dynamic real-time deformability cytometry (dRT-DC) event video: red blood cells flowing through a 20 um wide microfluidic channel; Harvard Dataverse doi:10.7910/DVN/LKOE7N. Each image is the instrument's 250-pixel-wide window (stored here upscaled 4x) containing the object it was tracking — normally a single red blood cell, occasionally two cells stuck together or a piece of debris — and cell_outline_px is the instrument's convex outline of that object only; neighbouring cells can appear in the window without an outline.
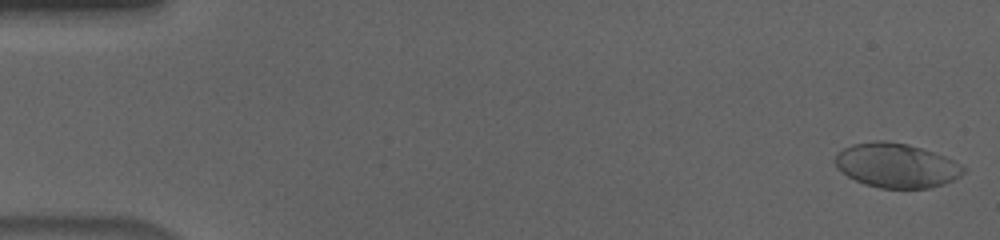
{"species": "human", "species_latin": "Homo sapiens", "temperature_condition": "cold", "stored_images_in_passage": 56, "camera_frame_rate_fps": 3000, "um_per_image_px": 0.085, "donor": {"sex": "male"}, "frame": {"image": 1, "passage_image": 1, "time_ms": 0.0, "image_size_px": [1000, 240], "cell_outline_px": [[968, 168], [960, 176], [944, 184], [928, 188], [880, 188], [864, 184], [848, 176], [836, 168], [836, 152], [852, 144], [876, 140], [884, 140], [908, 144], [944, 156]], "centroid_in_image_um": [76.18, 14.06], "position_along_channel_um": 8.8, "area_um2": 33.12}}
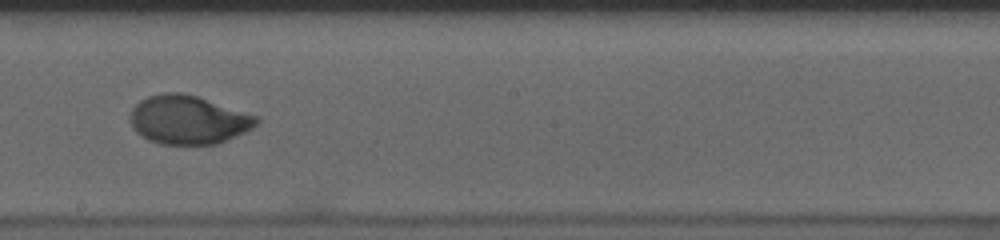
{"frame": {"image": 2, "passage_image": 32, "time_ms": 10.333, "image_size_px": [1000, 240], "cell_outline_px": [[260, 120], [252, 128], [220, 144], [160, 144], [148, 140], [140, 136], [132, 128], [128, 120], [128, 116], [132, 108], [140, 100], [148, 96], [164, 92], [180, 92], [196, 96], [256, 116]], "centroid_in_image_um": [15.93, 10.19], "position_along_channel_um": 232.3, "area_um2": 35.89}}
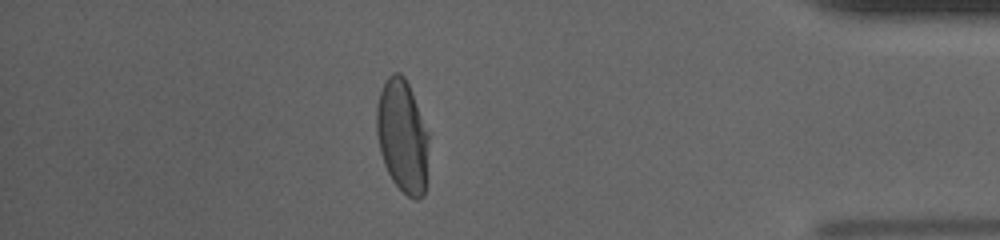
{"frame": {"image": 3, "passage_image": 49, "time_ms": 16.0, "image_size_px": [1000, 240], "cell_outline_px": [[428, 136], [424, 196], [416, 200], [408, 196], [392, 180], [384, 164], [380, 152], [376, 132], [376, 108], [380, 92], [388, 76], [392, 72], [400, 72], [404, 76], [412, 92], [428, 132]], "centroid_in_image_um": [34.18, 11.55], "position_along_channel_um": 401.0, "area_um2": 34.04}, "authors_computed_cell_mechanics": {"area_um2": 35.2869, "velocity_mm_per_s": 3.6313, "shape_relaxation_time_tau1_ms": 4.5897, "shape_relaxation_time_tau2_ms": null, "deformation_change_tau1": 0.1885, "deformation_change_tau2": null}}